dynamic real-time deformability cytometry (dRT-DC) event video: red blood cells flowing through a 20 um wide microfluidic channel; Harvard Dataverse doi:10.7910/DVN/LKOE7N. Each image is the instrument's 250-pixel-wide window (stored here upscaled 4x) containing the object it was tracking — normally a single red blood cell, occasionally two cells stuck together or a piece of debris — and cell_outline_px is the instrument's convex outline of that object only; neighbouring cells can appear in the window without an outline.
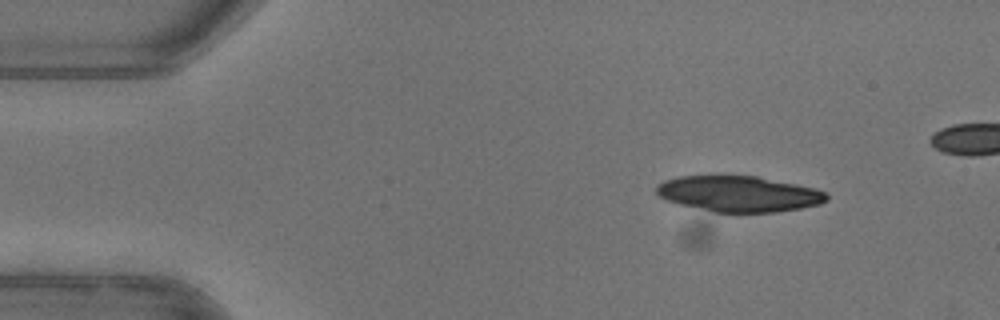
{"species": "common noctule bat (a hibernating species)", "species_latin": "Nyctalus noctula", "temperature_condition": "warm", "stored_images_in_passage": 42, "camera_frame_rate_fps": 3000, "um_per_image_px": 0.085, "animal": {"sex": "female"}, "frame": {"image": 1, "passage_image": 1, "time_ms": 0.0, "image_size_px": [1000, 320], "cell_outline_px": [[828, 200], [820, 204], [800, 208], [776, 212], [716, 212], [680, 204], [668, 200], [660, 196], [656, 192], [656, 184], [664, 180], [680, 176], [712, 172], [720, 172], [756, 176], [796, 184], [812, 188], [824, 192], [828, 196]], "centroid_in_image_um": [62.73, 16.42], "position_along_channel_um": 22.3, "area_um2": 36.3}}